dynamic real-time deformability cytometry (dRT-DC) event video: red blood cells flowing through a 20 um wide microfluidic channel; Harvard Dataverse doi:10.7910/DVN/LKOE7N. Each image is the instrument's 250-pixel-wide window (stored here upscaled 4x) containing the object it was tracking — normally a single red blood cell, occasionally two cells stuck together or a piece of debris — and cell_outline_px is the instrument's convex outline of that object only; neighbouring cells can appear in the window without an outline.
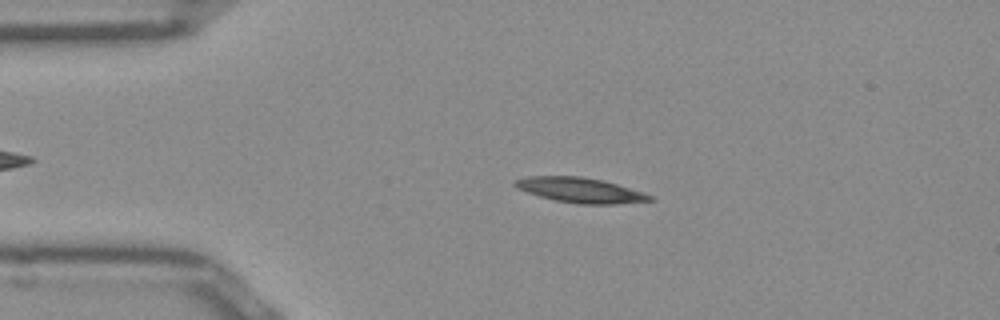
{"species": "Egyptian fruit bat (a non-hibernating species)", "species_latin": "Rousettus aegyptiacus", "temperature_condition": "room temperature", "stored_images_in_passage": 45, "camera_frame_rate_fps": 3000, "um_per_image_px": 0.085, "frame": {"image": 1, "passage_image": 5, "time_ms": 1.333, "image_size_px": [1000, 320], "cell_outline_px": [[656, 200], [616, 204], [576, 204], [556, 200], [540, 196], [516, 188], [512, 184], [512, 180], [528, 176], [580, 176], [604, 180], [644, 192], [652, 196]], "centroid_in_image_um": [49.32, 16.16], "position_along_channel_um": 35.7, "area_um2": 19.83}}
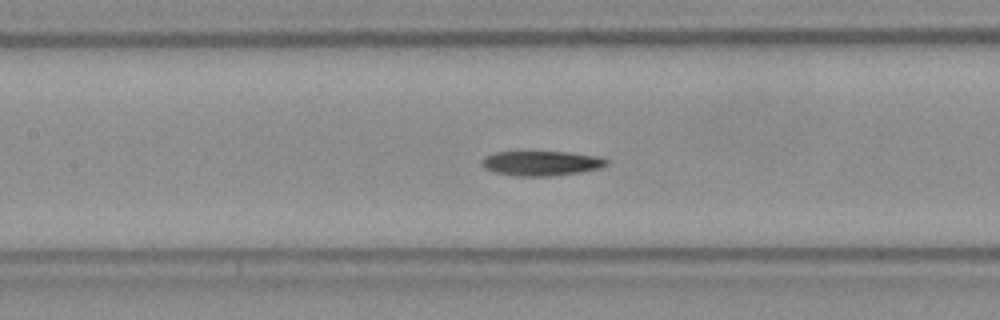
{"frame": {"image": 2, "passage_image": 17, "time_ms": 5.333, "image_size_px": [1000, 320], "cell_outline_px": [[608, 164], [600, 168], [580, 172], [552, 176], [516, 176], [496, 172], [484, 168], [480, 164], [488, 156], [496, 152], [564, 152], [596, 156], [608, 160]], "centroid_in_image_um": [46.03, 13.89], "position_along_channel_um": 161.4, "area_um2": 17.69}}
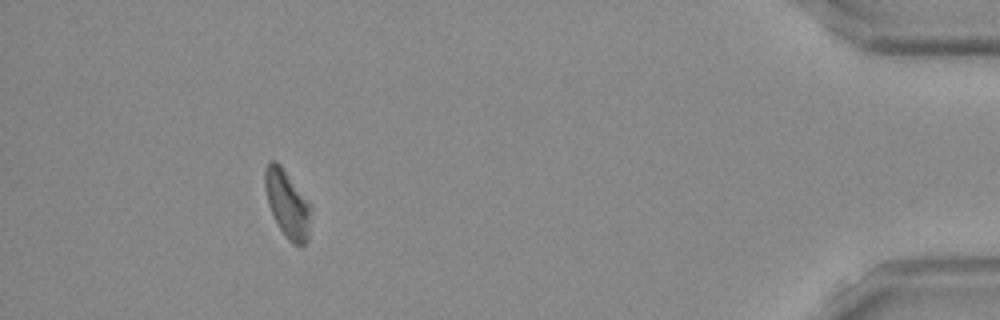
{"frame": {"image": 3, "passage_image": 41, "time_ms": 13.333, "image_size_px": [1000, 320], "cell_outline_px": [[312, 208], [308, 240], [300, 248], [292, 244], [288, 240], [280, 228], [268, 204], [264, 188], [264, 168], [272, 160], [276, 160], [280, 164], [312, 204]], "centroid_in_image_um": [24.45, 17.34], "position_along_channel_um": 410.7, "area_um2": 18.38}, "authors_computed_cell_mechanics": {"area_um2": 18.3804, "velocity_mm_per_s": 3.9205, "shape_relaxation_time_tau1_ms": 10.2701, "shape_relaxation_time_tau2_ms": null, "deformation_change_tau1": 0.1962, "deformation_change_tau2": null}}